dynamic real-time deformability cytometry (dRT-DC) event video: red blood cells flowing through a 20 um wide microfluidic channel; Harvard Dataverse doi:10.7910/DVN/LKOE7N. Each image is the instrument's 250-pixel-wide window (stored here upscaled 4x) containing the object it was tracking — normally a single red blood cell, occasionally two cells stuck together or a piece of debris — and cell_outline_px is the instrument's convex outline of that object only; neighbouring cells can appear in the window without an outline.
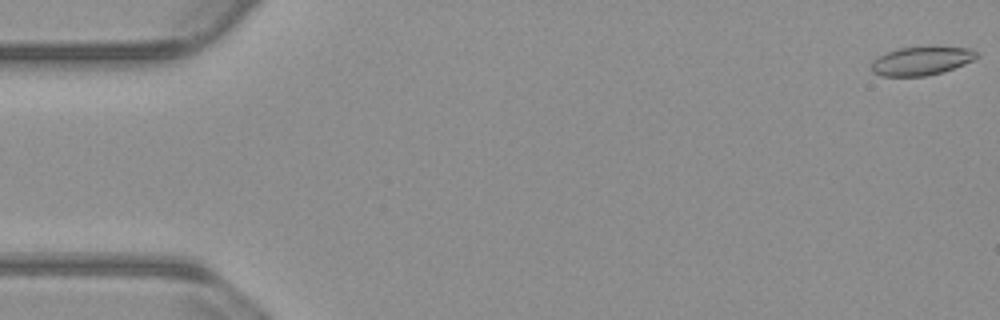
{"species": "common noctule bat (a hibernating species)", "species_latin": "Nyctalus noctula", "temperature_condition": "warm", "stored_images_in_passage": 55, "camera_frame_rate_fps": 3000, "um_per_image_px": 0.085, "animal": {"sex": "male", "body_mass_g": 23.1, "forearm_length_mm": 52.7}, "frame": {"image": 1, "passage_image": 1, "time_ms": 0.0, "image_size_px": [1000, 320], "cell_outline_px": [[980, 56], [964, 64], [944, 72], [928, 76], [880, 76], [872, 72], [868, 68], [872, 60], [896, 48], [972, 48], [980, 52]], "centroid_in_image_um": [78.3, 5.2], "position_along_channel_um": 6.7, "area_um2": 17.51}}
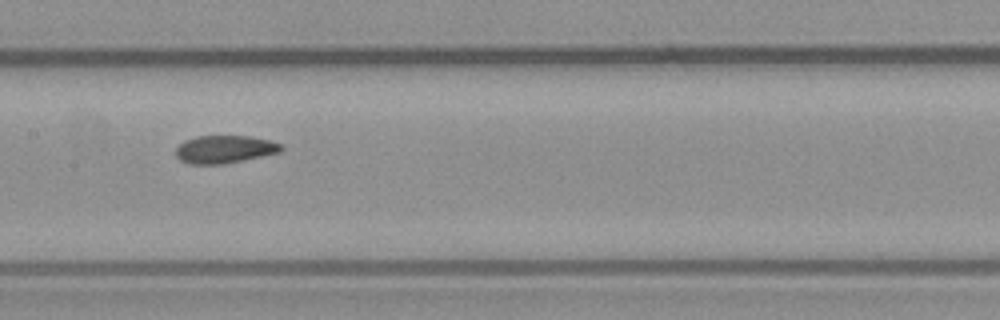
{"frame": {"image": 2, "passage_image": 27, "time_ms": 8.667, "image_size_px": [1000, 320], "cell_outline_px": [[284, 148], [280, 152], [224, 164], [188, 164], [180, 160], [176, 156], [176, 148], [184, 140], [196, 136], [248, 136], [272, 140], [284, 144]], "centroid_in_image_um": [19.11, 12.68], "position_along_channel_um": 188.3, "area_um2": 17.22}}
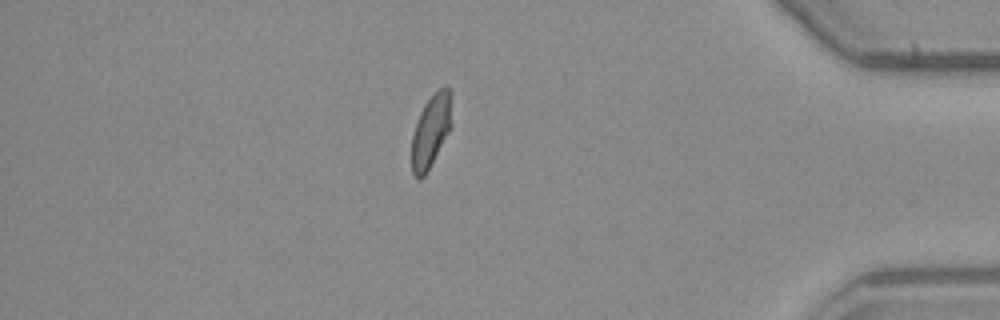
{"frame": {"image": 3, "passage_image": 47, "time_ms": 15.333, "image_size_px": [1000, 320], "cell_outline_px": [[452, 124], [448, 132], [424, 176], [420, 180], [416, 180], [412, 172], [412, 136], [416, 120], [424, 104], [444, 84], [452, 92]], "centroid_in_image_um": [36.64, 11.08], "position_along_channel_um": 398.6, "area_um2": 16.99}, "authors_computed_cell_mechanics": {"area_um2": 17.6868, "velocity_mm_per_s": 3.7876, "shape_relaxation_time_tau1_ms": null, "shape_relaxation_time_tau2_ms": 1.5778, "deformation_change_tau1": null, "deformation_change_tau2": 0.063}}